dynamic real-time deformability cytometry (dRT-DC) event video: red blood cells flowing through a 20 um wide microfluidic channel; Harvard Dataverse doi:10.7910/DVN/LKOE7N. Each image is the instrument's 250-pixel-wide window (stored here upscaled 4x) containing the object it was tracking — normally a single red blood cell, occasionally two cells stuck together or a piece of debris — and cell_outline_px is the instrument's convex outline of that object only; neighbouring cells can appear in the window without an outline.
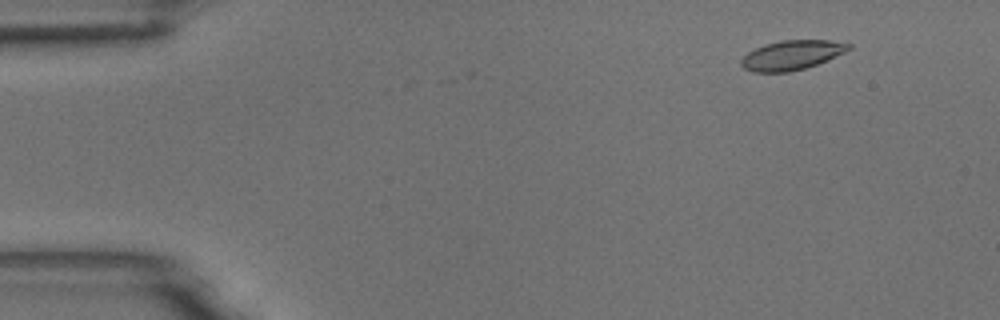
{"species": "common noctule bat (a hibernating species)", "species_latin": "Nyctalus noctula", "temperature_condition": "room temperature", "stored_images_in_passage": 9, "camera_frame_rate_fps": 3000, "um_per_image_px": 0.085, "animal": {"sex": "male", "body_mass_g": 18.8}, "frame": {"image": 1, "passage_image": 6, "time_ms": 1.667, "image_size_px": [1000, 320], "cell_outline_px": [[852, 48], [828, 60], [804, 68], [788, 72], [752, 72], [744, 68], [740, 64], [740, 60], [748, 52], [764, 44], [780, 40], [848, 40], [852, 44]], "centroid_in_image_um": [67.35, 4.66], "position_along_channel_um": 17.6, "area_um2": 18.73}}